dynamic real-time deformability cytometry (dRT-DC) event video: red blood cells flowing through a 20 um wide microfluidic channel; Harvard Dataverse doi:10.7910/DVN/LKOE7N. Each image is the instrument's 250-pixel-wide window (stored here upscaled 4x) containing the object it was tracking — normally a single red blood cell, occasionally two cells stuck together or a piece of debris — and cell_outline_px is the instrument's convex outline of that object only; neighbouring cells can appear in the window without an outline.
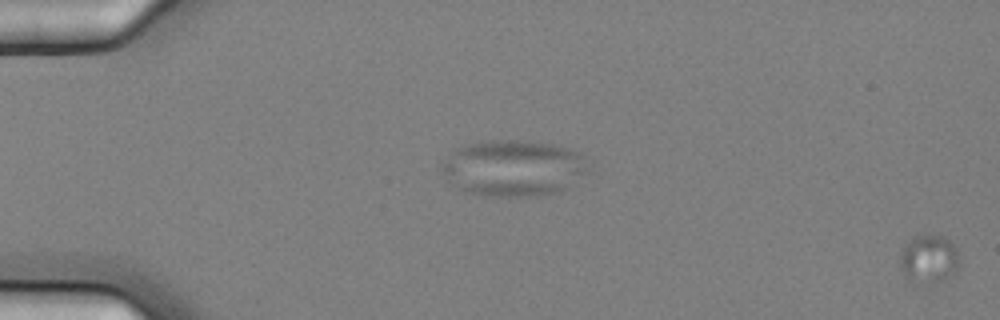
{"species": "common noctule bat (a hibernating species)", "species_latin": "Nyctalus noctula", "temperature_condition": "cold", "stored_images_in_passage": 4, "segment_of_instrument_passage": [2, 2], "camera_frame_rate_fps": 3000, "um_per_image_px": 0.085, "animal": {"sex": "female", "body_mass_g": 25.1}, "frame": {"image": 1, "passage_image": 4, "time_ms": 1.0, "image_size_px": [1000, 320], "cell_outline_px": [[960, 268], [956, 272], [940, 280], [908, 280], [896, 264], [896, 260], [900, 252], [916, 236], [944, 236], [956, 248], [960, 264]], "centroid_in_image_um": [78.93, 22.0], "position_along_channel_um": 6.1, "area_um2": 16.3}}